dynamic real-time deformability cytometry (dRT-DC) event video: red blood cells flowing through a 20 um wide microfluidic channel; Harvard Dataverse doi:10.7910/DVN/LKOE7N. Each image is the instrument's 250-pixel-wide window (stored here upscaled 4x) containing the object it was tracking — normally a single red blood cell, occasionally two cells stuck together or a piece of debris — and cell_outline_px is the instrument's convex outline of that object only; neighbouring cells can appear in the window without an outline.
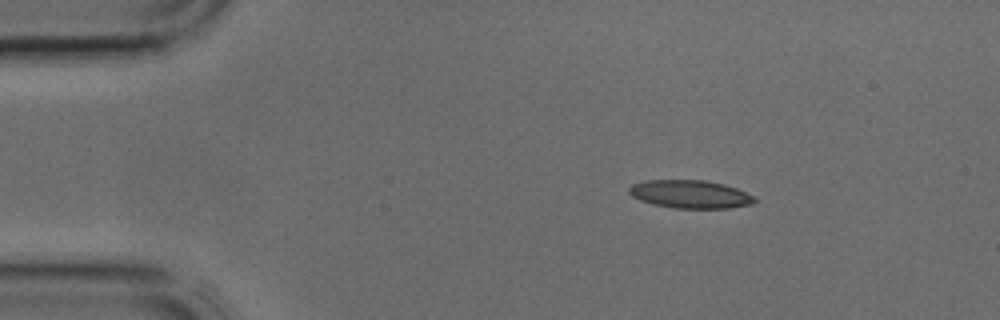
{"species": "common noctule bat (a hibernating species)", "species_latin": "Nyctalus noctula", "temperature_condition": "cold", "stored_images_in_passage": 2, "camera_frame_rate_fps": 3000, "um_per_image_px": 0.085, "animal": {"sex": "male", "body_mass_g": 17.9, "forearm_length_mm": 54.2}, "frame": {"image": 1, "passage_image": 1, "time_ms": 0.0, "image_size_px": [1000, 320], "cell_outline_px": [[756, 200], [752, 204], [728, 208], [676, 208], [652, 204], [640, 200], [632, 196], [628, 192], [628, 188], [632, 184], [644, 180], [704, 180], [724, 184], [736, 188], [756, 196]], "centroid_in_image_um": [58.66, 16.5], "position_along_channel_um": 26.3, "area_um2": 20.63}}
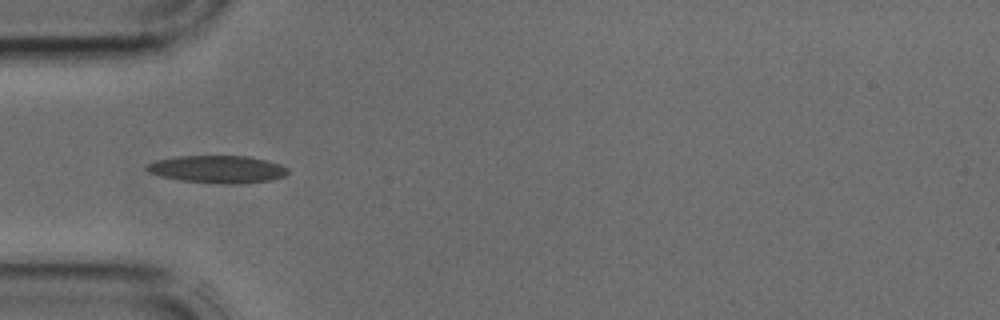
{"frame": {"image": 2, "passage_image": 2, "time_ms": 0.333, "image_size_px": [1000, 320], "cell_outline_px": [[288, 172], [284, 176], [268, 180], [236, 184], [224, 184], [180, 180], [160, 176], [148, 172], [144, 168], [148, 164], [156, 160], [176, 156], [248, 156], [268, 160], [280, 164], [288, 168]], "centroid_in_image_um": [18.47, 14.38], "position_along_channel_um": 66.5, "area_um2": 22.6}}